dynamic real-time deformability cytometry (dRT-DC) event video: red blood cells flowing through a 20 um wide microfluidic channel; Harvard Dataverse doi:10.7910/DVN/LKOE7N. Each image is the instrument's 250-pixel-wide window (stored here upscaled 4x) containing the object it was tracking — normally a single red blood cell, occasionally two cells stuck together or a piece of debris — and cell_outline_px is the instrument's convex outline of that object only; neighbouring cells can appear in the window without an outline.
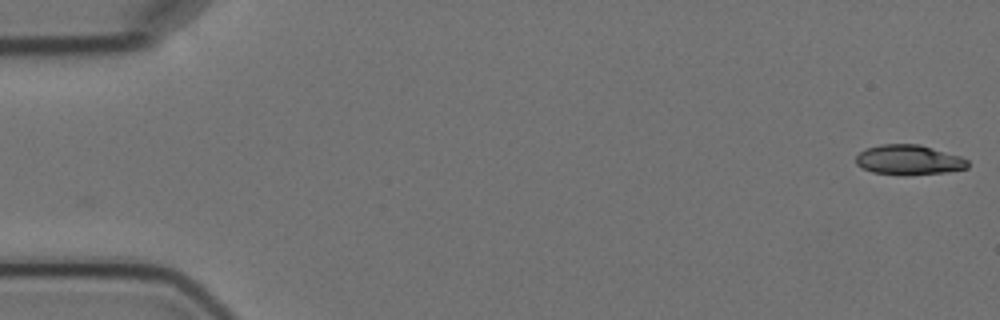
{"species": "Egyptian fruit bat (a non-hibernating species)", "species_latin": "Rousettus aegyptiacus", "temperature_condition": "cold", "stored_images_in_passage": 2, "camera_frame_rate_fps": 3000, "um_per_image_px": 0.085, "animal": {"sex": "female"}, "frame": {"image": 1, "passage_image": 2, "time_ms": 1.333, "image_size_px": [1000, 320], "cell_outline_px": [[968, 168], [948, 172], [904, 176], [872, 172], [860, 168], [856, 164], [856, 156], [864, 148], [880, 144], [920, 144], [960, 156], [968, 160]], "centroid_in_image_um": [77.22, 13.6], "position_along_channel_um": 7.8, "area_um2": 19.88}}